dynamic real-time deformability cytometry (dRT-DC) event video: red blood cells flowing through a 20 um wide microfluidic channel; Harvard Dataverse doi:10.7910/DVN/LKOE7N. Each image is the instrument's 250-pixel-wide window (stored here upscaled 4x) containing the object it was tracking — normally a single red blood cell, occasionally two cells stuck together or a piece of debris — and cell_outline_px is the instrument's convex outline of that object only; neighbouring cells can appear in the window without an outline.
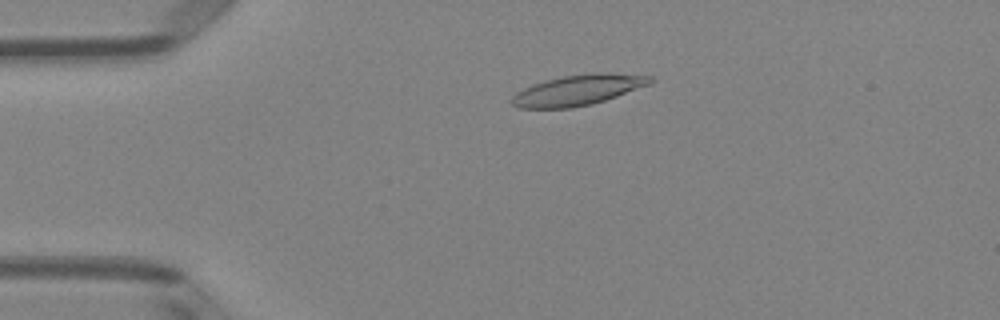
{"species": "Egyptian fruit bat (a non-hibernating species)", "species_latin": "Rousettus aegyptiacus", "temperature_condition": "room temperature", "stored_images_in_passage": 39, "camera_frame_rate_fps": 3000, "um_per_image_px": 0.085, "animal": {"sex": "female"}, "frame": {"image": 1, "passage_image": 11, "time_ms": 3.333, "image_size_px": [1000, 320], "cell_outline_px": [[656, 80], [652, 84], [592, 104], [572, 108], [520, 108], [512, 104], [508, 100], [516, 92], [532, 84], [544, 80], [564, 76], [592, 72], [608, 72], [652, 76]], "centroid_in_image_um": [49.14, 7.64], "position_along_channel_um": 35.9, "area_um2": 24.91}}
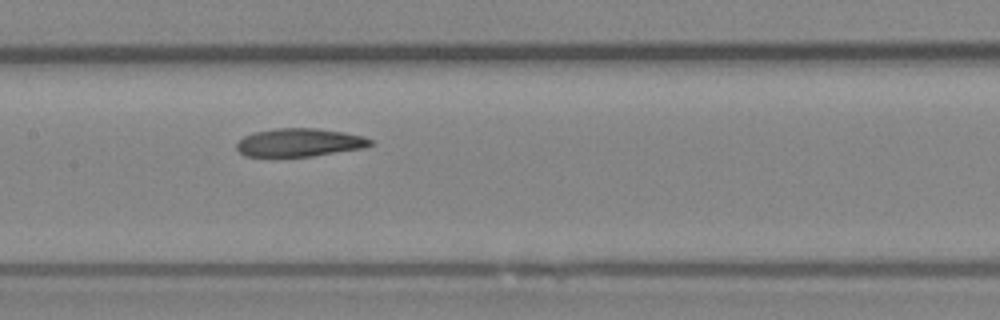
{"frame": {"image": 2, "passage_image": 25, "time_ms": 8.0, "image_size_px": [1000, 320], "cell_outline_px": [[372, 144], [364, 148], [312, 156], [244, 156], [236, 148], [236, 144], [244, 136], [252, 132], [276, 128], [316, 128], [344, 132], [364, 136], [372, 140]], "centroid_in_image_um": [25.45, 12.1], "position_along_channel_um": 181.9, "area_um2": 21.96}}
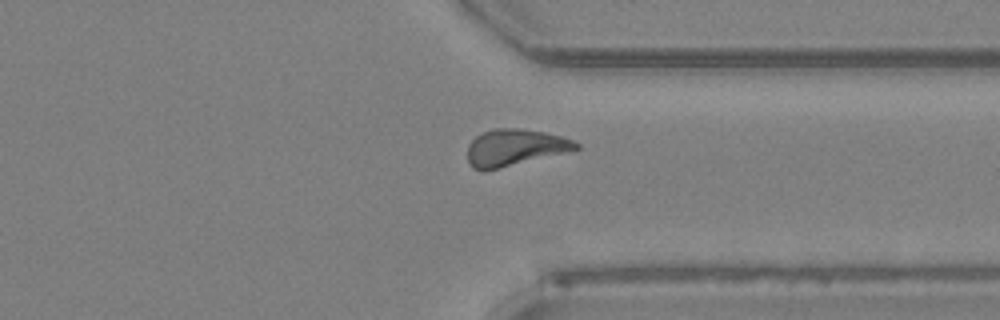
{"frame": {"image": 3, "passage_image": 39, "time_ms": 12.667, "image_size_px": [1000, 320], "cell_outline_px": [[580, 148], [568, 152], [484, 172], [472, 168], [468, 164], [468, 144], [476, 136], [492, 128], [516, 128], [544, 132], [560, 136], [572, 140], [580, 144]], "centroid_in_image_um": [43.73, 12.56], "position_along_channel_um": 367.7, "area_um2": 23.35}, "authors_computed_cell_mechanics": {"area_um2": 23.3512, "velocity_mm_per_s": 3.9834, "shape_relaxation_time_tau1_ms": 6.3683, "shape_relaxation_time_tau2_ms": 2.9972, "deformation_change_tau1": 0.1871, "deformation_change_tau2": 0.1058}}